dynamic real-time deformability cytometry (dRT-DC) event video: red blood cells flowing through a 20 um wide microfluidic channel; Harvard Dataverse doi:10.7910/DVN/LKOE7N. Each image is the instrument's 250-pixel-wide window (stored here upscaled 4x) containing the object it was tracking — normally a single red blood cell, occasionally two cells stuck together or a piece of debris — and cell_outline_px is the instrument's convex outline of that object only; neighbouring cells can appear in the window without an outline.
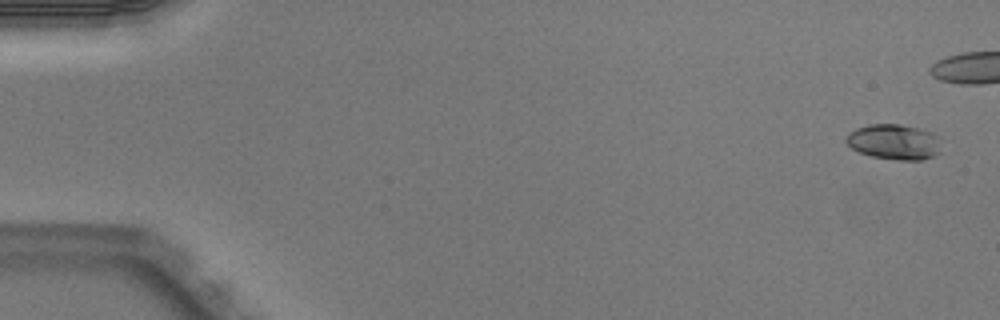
{"species": "Egyptian fruit bat (a non-hibernating species)", "species_latin": "Rousettus aegyptiacus", "temperature_condition": "warm", "stored_images_in_passage": 8, "camera_frame_rate_fps": 3000, "um_per_image_px": 0.085, "animal": {"sex": "male"}, "frame": {"image": 1, "passage_image": 1, "time_ms": 0.0, "image_size_px": [1000, 320], "cell_outline_px": [[940, 152], [932, 156], [920, 160], [900, 160], [872, 156], [860, 152], [852, 148], [844, 140], [856, 128], [868, 124], [900, 124], [932, 132], [936, 136]], "centroid_in_image_um": [75.98, 12.06], "position_along_channel_um": 9.0, "area_um2": 19.19}}
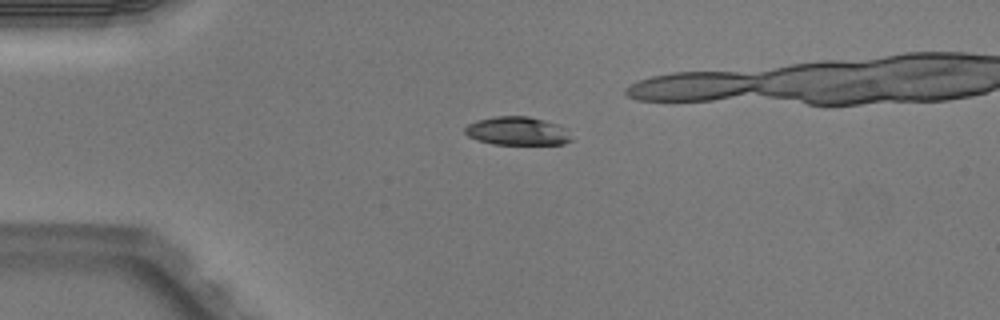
{"frame": {"image": 2, "passage_image": 4, "time_ms": 1.0, "image_size_px": [1000, 320], "cell_outline_px": [[572, 140], [564, 144], [492, 144], [476, 140], [468, 136], [464, 132], [464, 128], [468, 124], [476, 120], [496, 116], [528, 116], [560, 124], [568, 128]], "centroid_in_image_um": [43.99, 11.13], "position_along_channel_um": 41.0, "area_um2": 17.92}}
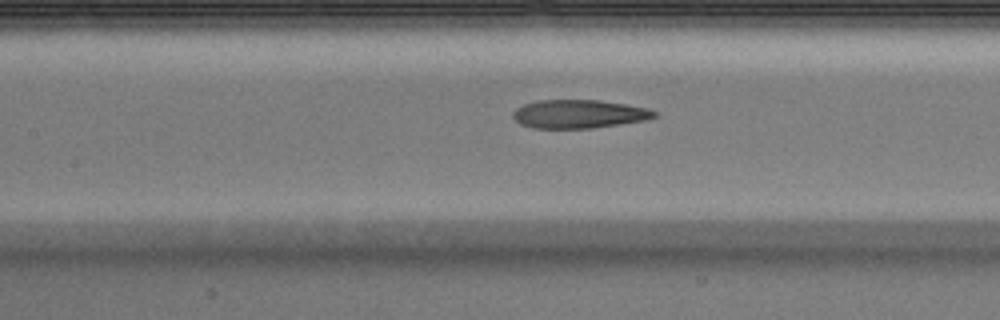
{"frame": {"image": 3, "passage_image": 8, "time_ms": 2.333, "image_size_px": [1000, 320], "cell_outline_px": [[656, 116], [644, 120], [620, 124], [592, 128], [532, 128], [520, 124], [512, 116], [512, 112], [516, 108], [524, 104], [536, 100], [600, 100], [648, 108], [656, 112]], "centroid_in_image_um": [49.16, 9.68], "position_along_channel_um": 158.2, "area_um2": 23.41}}